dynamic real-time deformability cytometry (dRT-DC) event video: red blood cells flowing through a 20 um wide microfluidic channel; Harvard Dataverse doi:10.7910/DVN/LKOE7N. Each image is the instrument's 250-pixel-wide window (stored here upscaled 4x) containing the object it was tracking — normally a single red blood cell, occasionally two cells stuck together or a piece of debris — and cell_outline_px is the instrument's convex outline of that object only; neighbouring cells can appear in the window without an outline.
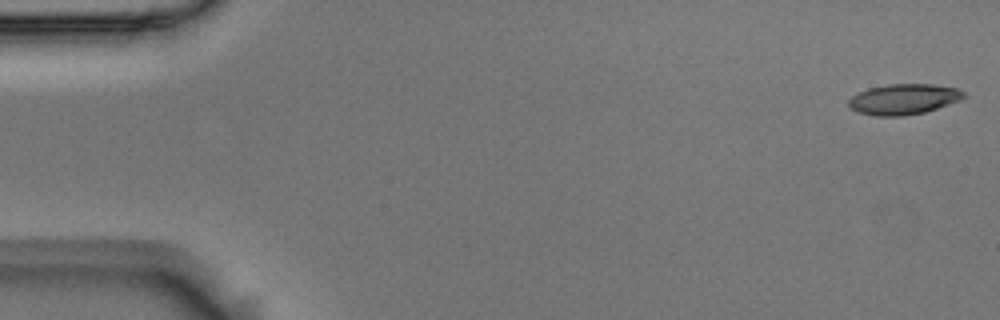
{"species": "Egyptian fruit bat (a non-hibernating species)", "species_latin": "Rousettus aegyptiacus", "temperature_condition": "room temperature", "stored_images_in_passage": 54, "camera_frame_rate_fps": 3000, "um_per_image_px": 0.085, "animal": {"sex": "male"}, "frame": {"image": 1, "passage_image": 1, "time_ms": 0.0, "image_size_px": [1000, 320], "cell_outline_px": [[968, 96], [960, 100], [924, 112], [904, 116], [876, 116], [856, 112], [848, 104], [848, 100], [852, 96], [868, 88], [888, 84], [932, 84], [956, 88], [964, 92]], "centroid_in_image_um": [76.81, 8.43], "position_along_channel_um": 8.2, "area_um2": 20.46}}
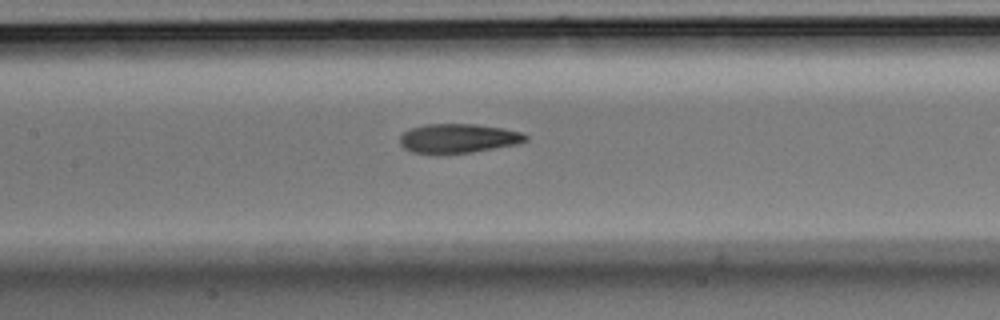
{"frame": {"image": 2, "passage_image": 25, "time_ms": 8.0, "image_size_px": [1000, 320], "cell_outline_px": [[528, 140], [516, 144], [472, 152], [444, 156], [412, 152], [404, 148], [400, 144], [400, 136], [404, 132], [412, 128], [424, 124], [476, 124], [504, 128], [520, 132], [528, 136]], "centroid_in_image_um": [38.92, 11.79], "position_along_channel_um": 168.5, "area_um2": 21.85}}
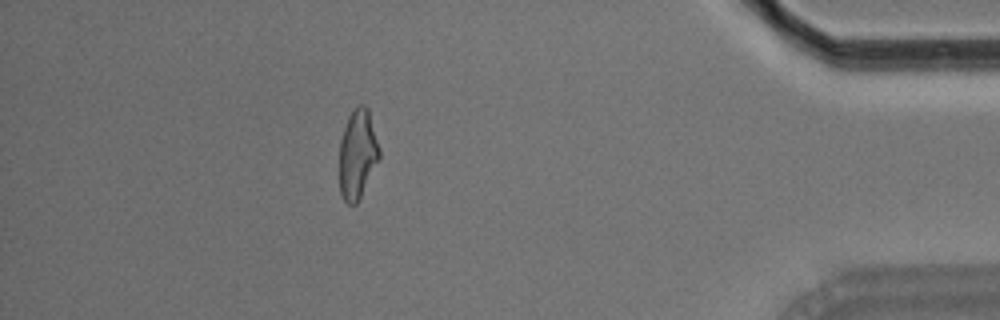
{"frame": {"image": 3, "passage_image": 48, "time_ms": 15.667, "image_size_px": [1000, 320], "cell_outline_px": [[380, 156], [356, 204], [348, 204], [344, 200], [340, 192], [340, 140], [348, 116], [356, 104], [364, 104], [368, 108], [380, 148]], "centroid_in_image_um": [30.39, 13.04], "position_along_channel_um": 404.8, "area_um2": 20.58}, "authors_computed_cell_mechanics": {"area_um2": 21.2704, "velocity_mm_per_s": 3.6857, "shape_relaxation_time_tau1_ms": 8.0556, "shape_relaxation_time_tau2_ms": 3.0571, "deformation_change_tau1": 0.2092, "deformation_change_tau2": 0.1162}}